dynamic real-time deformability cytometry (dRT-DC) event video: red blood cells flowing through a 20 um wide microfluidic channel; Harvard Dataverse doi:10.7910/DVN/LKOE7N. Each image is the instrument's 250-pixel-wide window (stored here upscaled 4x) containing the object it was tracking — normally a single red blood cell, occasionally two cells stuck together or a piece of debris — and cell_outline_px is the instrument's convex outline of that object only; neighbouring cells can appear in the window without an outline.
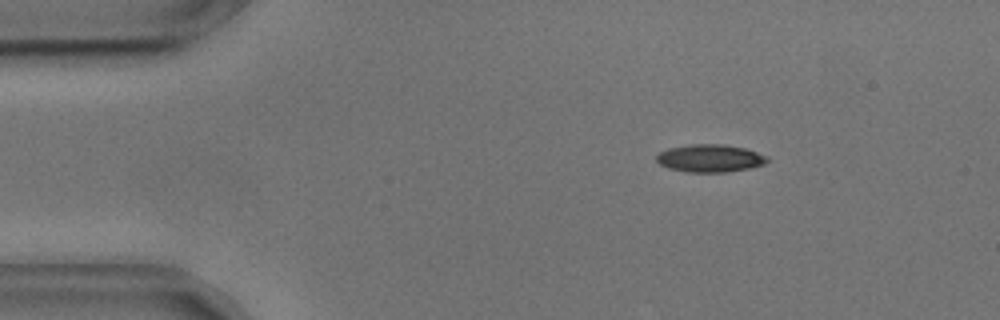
{"species": "common noctule bat (a hibernating species)", "species_latin": "Nyctalus noctula", "temperature_condition": "cold", "stored_images_in_passage": 48, "camera_frame_rate_fps": 3000, "um_per_image_px": 0.085, "animal": {"sex": "male", "body_mass_g": 17.9, "forearm_length_mm": 54.2}, "frame": {"image": 1, "passage_image": 1, "time_ms": 0.0, "image_size_px": [1000, 320], "cell_outline_px": [[768, 160], [764, 164], [748, 168], [724, 172], [688, 172], [668, 168], [660, 164], [656, 160], [656, 156], [660, 152], [668, 148], [688, 144], [724, 144], [744, 148], [768, 156]], "centroid_in_image_um": [60.32, 13.44], "position_along_channel_um": 24.7, "area_um2": 17.8}}
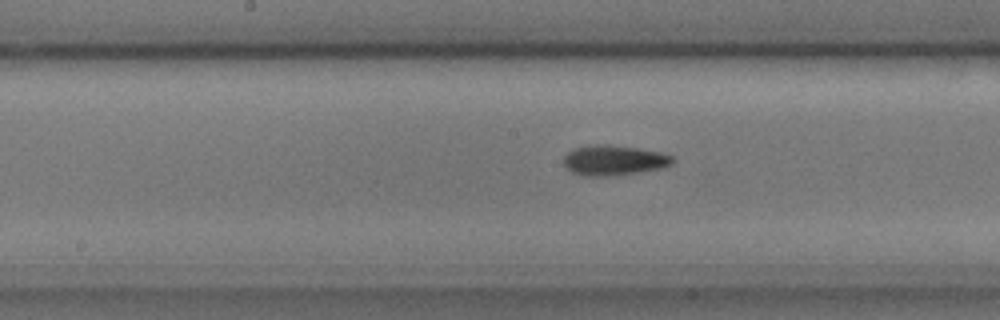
{"frame": {"image": 2, "passage_image": 20, "time_ms": 6.333, "image_size_px": [1000, 320], "cell_outline_px": [[676, 160], [672, 164], [660, 168], [636, 172], [608, 176], [584, 176], [572, 172], [564, 164], [564, 156], [572, 148], [592, 144], [604, 144], [636, 148], [660, 152], [672, 156]], "centroid_in_image_um": [52.15, 13.61], "position_along_channel_um": 196.0, "area_um2": 19.02}}
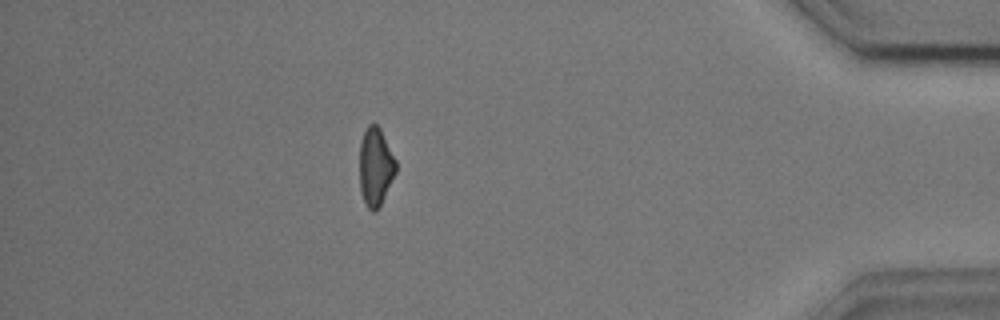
{"frame": {"image": 3, "passage_image": 41, "time_ms": 13.333, "image_size_px": [1000, 320], "cell_outline_px": [[396, 172], [376, 212], [372, 212], [368, 208], [364, 200], [360, 188], [360, 144], [364, 132], [368, 124], [376, 124], [380, 128], [396, 160]], "centroid_in_image_um": [31.92, 14.16], "position_along_channel_um": 403.3, "area_um2": 16.3}, "authors_computed_cell_mechanics": {"area_um2": 17.629, "velocity_mm_per_s": 3.6275, "shape_relaxation_time_tau1_ms": 3.4003, "shape_relaxation_time_tau2_ms": 8.7449, "deformation_change_tau1": 0.1314, "deformation_change_tau2": 0.1788}}